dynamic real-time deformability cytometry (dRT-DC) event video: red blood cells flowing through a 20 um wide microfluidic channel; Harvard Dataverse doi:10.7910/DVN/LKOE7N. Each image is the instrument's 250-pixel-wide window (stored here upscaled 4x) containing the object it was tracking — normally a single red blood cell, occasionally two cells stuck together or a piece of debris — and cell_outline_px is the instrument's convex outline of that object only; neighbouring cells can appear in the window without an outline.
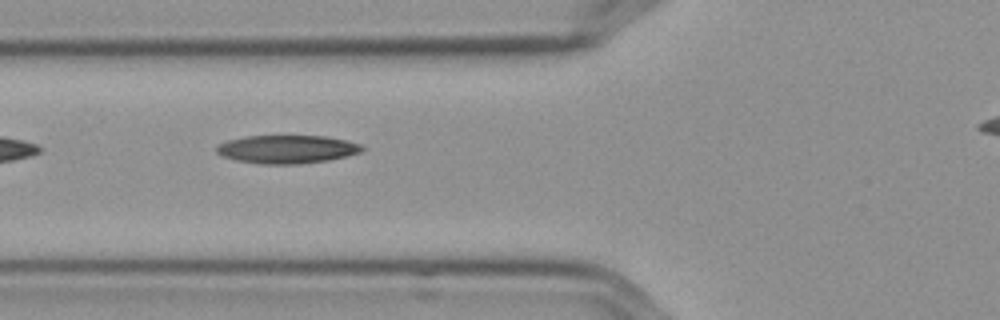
{"species": "Egyptian fruit bat (a non-hibernating species)", "species_latin": "Rousettus aegyptiacus", "temperature_condition": "cold", "stored_images_in_passage": 16, "camera_frame_rate_fps": 3000, "um_per_image_px": 0.085, "frame": {"image": 1, "passage_image": 7, "time_ms": 2.0, "image_size_px": [1000, 320], "cell_outline_px": [[364, 148], [360, 152], [348, 156], [328, 160], [300, 164], [264, 164], [236, 160], [224, 156], [216, 152], [216, 144], [228, 140], [244, 136], [328, 136], [348, 140], [360, 144]], "centroid_in_image_um": [24.4, 12.68], "position_along_channel_um": 101.4, "area_um2": 24.04}}
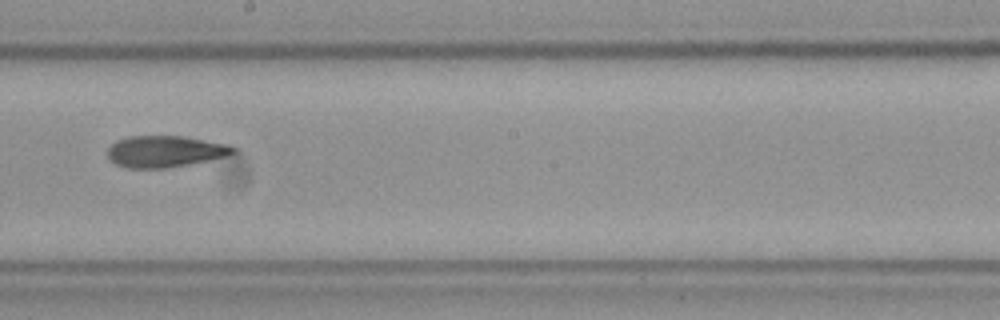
{"frame": {"image": 2, "passage_image": 10, "time_ms": 3.0, "image_size_px": [1000, 320], "cell_outline_px": [[236, 152], [224, 156], [208, 160], [164, 168], [128, 168], [116, 164], [108, 156], [108, 148], [116, 140], [128, 136], [184, 136], [228, 144], [236, 148]], "centroid_in_image_um": [14.01, 12.86], "position_along_channel_um": 234.2, "area_um2": 22.83}}
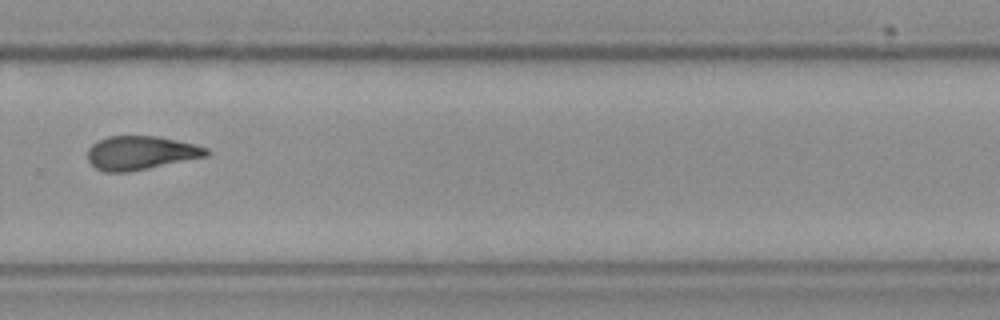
{"frame": {"image": 3, "passage_image": 12, "time_ms": 3.667, "image_size_px": [1000, 320], "cell_outline_px": [[212, 152], [208, 156], [128, 172], [104, 172], [96, 168], [88, 160], [88, 148], [92, 144], [108, 136], [156, 136], [196, 144], [208, 148]], "centroid_in_image_um": [11.99, 12.99], "position_along_channel_um": 317.8, "area_um2": 23.35}}